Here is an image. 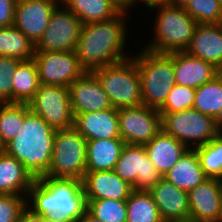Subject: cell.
<instances>
[{"label": "cell", "mask_w": 222, "mask_h": 222, "mask_svg": "<svg viewBox=\"0 0 222 222\" xmlns=\"http://www.w3.org/2000/svg\"><path fill=\"white\" fill-rule=\"evenodd\" d=\"M126 17L128 14L121 11L113 19L82 25L75 52L86 71L92 72L132 57L131 53L124 52L128 38L129 18Z\"/></svg>", "instance_id": "1"}, {"label": "cell", "mask_w": 222, "mask_h": 222, "mask_svg": "<svg viewBox=\"0 0 222 222\" xmlns=\"http://www.w3.org/2000/svg\"><path fill=\"white\" fill-rule=\"evenodd\" d=\"M27 207L43 217L79 222L87 209L82 180L42 176L27 195Z\"/></svg>", "instance_id": "2"}, {"label": "cell", "mask_w": 222, "mask_h": 222, "mask_svg": "<svg viewBox=\"0 0 222 222\" xmlns=\"http://www.w3.org/2000/svg\"><path fill=\"white\" fill-rule=\"evenodd\" d=\"M56 130L29 110L17 135L6 144V153L15 157L35 178L45 176L52 159Z\"/></svg>", "instance_id": "3"}, {"label": "cell", "mask_w": 222, "mask_h": 222, "mask_svg": "<svg viewBox=\"0 0 222 222\" xmlns=\"http://www.w3.org/2000/svg\"><path fill=\"white\" fill-rule=\"evenodd\" d=\"M150 10L157 13L153 24L154 34L151 42L148 41L143 48L160 54L185 51L196 28V20L184 8L169 3Z\"/></svg>", "instance_id": "4"}, {"label": "cell", "mask_w": 222, "mask_h": 222, "mask_svg": "<svg viewBox=\"0 0 222 222\" xmlns=\"http://www.w3.org/2000/svg\"><path fill=\"white\" fill-rule=\"evenodd\" d=\"M136 54L143 105L159 110L176 84L173 59L168 54L154 53L144 48Z\"/></svg>", "instance_id": "5"}, {"label": "cell", "mask_w": 222, "mask_h": 222, "mask_svg": "<svg viewBox=\"0 0 222 222\" xmlns=\"http://www.w3.org/2000/svg\"><path fill=\"white\" fill-rule=\"evenodd\" d=\"M92 72L100 81L113 108L143 105L135 54L127 60L97 68Z\"/></svg>", "instance_id": "6"}, {"label": "cell", "mask_w": 222, "mask_h": 222, "mask_svg": "<svg viewBox=\"0 0 222 222\" xmlns=\"http://www.w3.org/2000/svg\"><path fill=\"white\" fill-rule=\"evenodd\" d=\"M87 140L74 128L56 130L46 177L82 180L86 173Z\"/></svg>", "instance_id": "7"}, {"label": "cell", "mask_w": 222, "mask_h": 222, "mask_svg": "<svg viewBox=\"0 0 222 222\" xmlns=\"http://www.w3.org/2000/svg\"><path fill=\"white\" fill-rule=\"evenodd\" d=\"M162 130L188 149H195L215 138L220 130L215 119L193 108L161 114Z\"/></svg>", "instance_id": "8"}, {"label": "cell", "mask_w": 222, "mask_h": 222, "mask_svg": "<svg viewBox=\"0 0 222 222\" xmlns=\"http://www.w3.org/2000/svg\"><path fill=\"white\" fill-rule=\"evenodd\" d=\"M28 106L54 130L74 127L69 87L41 84Z\"/></svg>", "instance_id": "9"}, {"label": "cell", "mask_w": 222, "mask_h": 222, "mask_svg": "<svg viewBox=\"0 0 222 222\" xmlns=\"http://www.w3.org/2000/svg\"><path fill=\"white\" fill-rule=\"evenodd\" d=\"M82 25L74 12L58 5L44 34L35 44V51H75Z\"/></svg>", "instance_id": "10"}, {"label": "cell", "mask_w": 222, "mask_h": 222, "mask_svg": "<svg viewBox=\"0 0 222 222\" xmlns=\"http://www.w3.org/2000/svg\"><path fill=\"white\" fill-rule=\"evenodd\" d=\"M33 59L40 84L69 87L86 72L75 51H35Z\"/></svg>", "instance_id": "11"}, {"label": "cell", "mask_w": 222, "mask_h": 222, "mask_svg": "<svg viewBox=\"0 0 222 222\" xmlns=\"http://www.w3.org/2000/svg\"><path fill=\"white\" fill-rule=\"evenodd\" d=\"M114 171L133 190L149 191L163 178L150 161L144 145L125 144Z\"/></svg>", "instance_id": "12"}, {"label": "cell", "mask_w": 222, "mask_h": 222, "mask_svg": "<svg viewBox=\"0 0 222 222\" xmlns=\"http://www.w3.org/2000/svg\"><path fill=\"white\" fill-rule=\"evenodd\" d=\"M118 119L125 144L146 145L162 130L159 111L145 105L118 109Z\"/></svg>", "instance_id": "13"}, {"label": "cell", "mask_w": 222, "mask_h": 222, "mask_svg": "<svg viewBox=\"0 0 222 222\" xmlns=\"http://www.w3.org/2000/svg\"><path fill=\"white\" fill-rule=\"evenodd\" d=\"M58 5L60 0H17L13 25L36 44Z\"/></svg>", "instance_id": "14"}, {"label": "cell", "mask_w": 222, "mask_h": 222, "mask_svg": "<svg viewBox=\"0 0 222 222\" xmlns=\"http://www.w3.org/2000/svg\"><path fill=\"white\" fill-rule=\"evenodd\" d=\"M194 222H222V180L207 178L188 192Z\"/></svg>", "instance_id": "15"}, {"label": "cell", "mask_w": 222, "mask_h": 222, "mask_svg": "<svg viewBox=\"0 0 222 222\" xmlns=\"http://www.w3.org/2000/svg\"><path fill=\"white\" fill-rule=\"evenodd\" d=\"M69 92L73 115L112 108L106 92L93 72L86 71L76 79L69 86Z\"/></svg>", "instance_id": "16"}, {"label": "cell", "mask_w": 222, "mask_h": 222, "mask_svg": "<svg viewBox=\"0 0 222 222\" xmlns=\"http://www.w3.org/2000/svg\"><path fill=\"white\" fill-rule=\"evenodd\" d=\"M149 193L152 195L164 222L189 220L188 192L162 178L149 190Z\"/></svg>", "instance_id": "17"}, {"label": "cell", "mask_w": 222, "mask_h": 222, "mask_svg": "<svg viewBox=\"0 0 222 222\" xmlns=\"http://www.w3.org/2000/svg\"><path fill=\"white\" fill-rule=\"evenodd\" d=\"M82 183L86 200H127L133 191L114 170L86 172Z\"/></svg>", "instance_id": "18"}, {"label": "cell", "mask_w": 222, "mask_h": 222, "mask_svg": "<svg viewBox=\"0 0 222 222\" xmlns=\"http://www.w3.org/2000/svg\"><path fill=\"white\" fill-rule=\"evenodd\" d=\"M74 128L88 140L121 138L118 109L80 113L74 115Z\"/></svg>", "instance_id": "19"}, {"label": "cell", "mask_w": 222, "mask_h": 222, "mask_svg": "<svg viewBox=\"0 0 222 222\" xmlns=\"http://www.w3.org/2000/svg\"><path fill=\"white\" fill-rule=\"evenodd\" d=\"M185 52L213 64L222 72V23L197 24Z\"/></svg>", "instance_id": "20"}, {"label": "cell", "mask_w": 222, "mask_h": 222, "mask_svg": "<svg viewBox=\"0 0 222 222\" xmlns=\"http://www.w3.org/2000/svg\"><path fill=\"white\" fill-rule=\"evenodd\" d=\"M168 55L173 59L175 82L178 85L196 89L221 72L213 64L193 57L185 51Z\"/></svg>", "instance_id": "21"}, {"label": "cell", "mask_w": 222, "mask_h": 222, "mask_svg": "<svg viewBox=\"0 0 222 222\" xmlns=\"http://www.w3.org/2000/svg\"><path fill=\"white\" fill-rule=\"evenodd\" d=\"M146 153L156 170L164 177L185 154L188 148L176 138L161 130L144 145Z\"/></svg>", "instance_id": "22"}, {"label": "cell", "mask_w": 222, "mask_h": 222, "mask_svg": "<svg viewBox=\"0 0 222 222\" xmlns=\"http://www.w3.org/2000/svg\"><path fill=\"white\" fill-rule=\"evenodd\" d=\"M35 178L15 157L0 154V195L27 197Z\"/></svg>", "instance_id": "23"}, {"label": "cell", "mask_w": 222, "mask_h": 222, "mask_svg": "<svg viewBox=\"0 0 222 222\" xmlns=\"http://www.w3.org/2000/svg\"><path fill=\"white\" fill-rule=\"evenodd\" d=\"M124 145L121 138L88 140L86 172L114 170Z\"/></svg>", "instance_id": "24"}, {"label": "cell", "mask_w": 222, "mask_h": 222, "mask_svg": "<svg viewBox=\"0 0 222 222\" xmlns=\"http://www.w3.org/2000/svg\"><path fill=\"white\" fill-rule=\"evenodd\" d=\"M163 178L186 192L207 179L195 149H188Z\"/></svg>", "instance_id": "25"}, {"label": "cell", "mask_w": 222, "mask_h": 222, "mask_svg": "<svg viewBox=\"0 0 222 222\" xmlns=\"http://www.w3.org/2000/svg\"><path fill=\"white\" fill-rule=\"evenodd\" d=\"M60 4L74 12L83 25L113 19L121 12L111 0H60Z\"/></svg>", "instance_id": "26"}, {"label": "cell", "mask_w": 222, "mask_h": 222, "mask_svg": "<svg viewBox=\"0 0 222 222\" xmlns=\"http://www.w3.org/2000/svg\"><path fill=\"white\" fill-rule=\"evenodd\" d=\"M12 103L28 104L40 87L34 59L21 61L12 76Z\"/></svg>", "instance_id": "27"}, {"label": "cell", "mask_w": 222, "mask_h": 222, "mask_svg": "<svg viewBox=\"0 0 222 222\" xmlns=\"http://www.w3.org/2000/svg\"><path fill=\"white\" fill-rule=\"evenodd\" d=\"M35 44L14 25L0 28V56L20 61L34 58Z\"/></svg>", "instance_id": "28"}, {"label": "cell", "mask_w": 222, "mask_h": 222, "mask_svg": "<svg viewBox=\"0 0 222 222\" xmlns=\"http://www.w3.org/2000/svg\"><path fill=\"white\" fill-rule=\"evenodd\" d=\"M126 206V222H164L149 191L133 190Z\"/></svg>", "instance_id": "29"}, {"label": "cell", "mask_w": 222, "mask_h": 222, "mask_svg": "<svg viewBox=\"0 0 222 222\" xmlns=\"http://www.w3.org/2000/svg\"><path fill=\"white\" fill-rule=\"evenodd\" d=\"M222 107V72L196 88L193 109L214 119Z\"/></svg>", "instance_id": "30"}, {"label": "cell", "mask_w": 222, "mask_h": 222, "mask_svg": "<svg viewBox=\"0 0 222 222\" xmlns=\"http://www.w3.org/2000/svg\"><path fill=\"white\" fill-rule=\"evenodd\" d=\"M200 166L207 178L222 180V134L195 148Z\"/></svg>", "instance_id": "31"}, {"label": "cell", "mask_w": 222, "mask_h": 222, "mask_svg": "<svg viewBox=\"0 0 222 222\" xmlns=\"http://www.w3.org/2000/svg\"><path fill=\"white\" fill-rule=\"evenodd\" d=\"M29 110L28 104L0 103V135L5 144L20 131L23 117Z\"/></svg>", "instance_id": "32"}, {"label": "cell", "mask_w": 222, "mask_h": 222, "mask_svg": "<svg viewBox=\"0 0 222 222\" xmlns=\"http://www.w3.org/2000/svg\"><path fill=\"white\" fill-rule=\"evenodd\" d=\"M86 211L103 222H126V200L99 199L86 200Z\"/></svg>", "instance_id": "33"}, {"label": "cell", "mask_w": 222, "mask_h": 222, "mask_svg": "<svg viewBox=\"0 0 222 222\" xmlns=\"http://www.w3.org/2000/svg\"><path fill=\"white\" fill-rule=\"evenodd\" d=\"M184 9L197 24L222 23V6L219 0H191Z\"/></svg>", "instance_id": "34"}, {"label": "cell", "mask_w": 222, "mask_h": 222, "mask_svg": "<svg viewBox=\"0 0 222 222\" xmlns=\"http://www.w3.org/2000/svg\"><path fill=\"white\" fill-rule=\"evenodd\" d=\"M195 93V88L175 84L163 106L158 110L159 113H174L193 108Z\"/></svg>", "instance_id": "35"}, {"label": "cell", "mask_w": 222, "mask_h": 222, "mask_svg": "<svg viewBox=\"0 0 222 222\" xmlns=\"http://www.w3.org/2000/svg\"><path fill=\"white\" fill-rule=\"evenodd\" d=\"M21 61L0 56V103H12V76Z\"/></svg>", "instance_id": "36"}, {"label": "cell", "mask_w": 222, "mask_h": 222, "mask_svg": "<svg viewBox=\"0 0 222 222\" xmlns=\"http://www.w3.org/2000/svg\"><path fill=\"white\" fill-rule=\"evenodd\" d=\"M26 206L25 196L0 195V222H18Z\"/></svg>", "instance_id": "37"}, {"label": "cell", "mask_w": 222, "mask_h": 222, "mask_svg": "<svg viewBox=\"0 0 222 222\" xmlns=\"http://www.w3.org/2000/svg\"><path fill=\"white\" fill-rule=\"evenodd\" d=\"M16 1L0 0V28L13 25Z\"/></svg>", "instance_id": "38"}, {"label": "cell", "mask_w": 222, "mask_h": 222, "mask_svg": "<svg viewBox=\"0 0 222 222\" xmlns=\"http://www.w3.org/2000/svg\"><path fill=\"white\" fill-rule=\"evenodd\" d=\"M140 2L145 4V8L147 7L148 10V8L151 9L167 3V0H122V11L128 13L132 10L130 8H133L134 6L136 7Z\"/></svg>", "instance_id": "39"}, {"label": "cell", "mask_w": 222, "mask_h": 222, "mask_svg": "<svg viewBox=\"0 0 222 222\" xmlns=\"http://www.w3.org/2000/svg\"><path fill=\"white\" fill-rule=\"evenodd\" d=\"M18 222H47V218L34 213L30 208H26L21 213Z\"/></svg>", "instance_id": "40"}, {"label": "cell", "mask_w": 222, "mask_h": 222, "mask_svg": "<svg viewBox=\"0 0 222 222\" xmlns=\"http://www.w3.org/2000/svg\"><path fill=\"white\" fill-rule=\"evenodd\" d=\"M191 0H167V3L179 6L181 8H185V6L190 2Z\"/></svg>", "instance_id": "41"}, {"label": "cell", "mask_w": 222, "mask_h": 222, "mask_svg": "<svg viewBox=\"0 0 222 222\" xmlns=\"http://www.w3.org/2000/svg\"><path fill=\"white\" fill-rule=\"evenodd\" d=\"M79 222H103V221L94 218L86 211L85 214L81 217Z\"/></svg>", "instance_id": "42"}, {"label": "cell", "mask_w": 222, "mask_h": 222, "mask_svg": "<svg viewBox=\"0 0 222 222\" xmlns=\"http://www.w3.org/2000/svg\"><path fill=\"white\" fill-rule=\"evenodd\" d=\"M215 123L218 129L221 131L222 130V107H221L220 113L215 118Z\"/></svg>", "instance_id": "43"}, {"label": "cell", "mask_w": 222, "mask_h": 222, "mask_svg": "<svg viewBox=\"0 0 222 222\" xmlns=\"http://www.w3.org/2000/svg\"><path fill=\"white\" fill-rule=\"evenodd\" d=\"M47 222H71V221H68V220H65V219H60V218H57V217H48Z\"/></svg>", "instance_id": "44"}, {"label": "cell", "mask_w": 222, "mask_h": 222, "mask_svg": "<svg viewBox=\"0 0 222 222\" xmlns=\"http://www.w3.org/2000/svg\"><path fill=\"white\" fill-rule=\"evenodd\" d=\"M6 153V144L2 141L1 135H0V154Z\"/></svg>", "instance_id": "45"}, {"label": "cell", "mask_w": 222, "mask_h": 222, "mask_svg": "<svg viewBox=\"0 0 222 222\" xmlns=\"http://www.w3.org/2000/svg\"><path fill=\"white\" fill-rule=\"evenodd\" d=\"M122 11V0H111Z\"/></svg>", "instance_id": "46"}, {"label": "cell", "mask_w": 222, "mask_h": 222, "mask_svg": "<svg viewBox=\"0 0 222 222\" xmlns=\"http://www.w3.org/2000/svg\"><path fill=\"white\" fill-rule=\"evenodd\" d=\"M180 222H194V221H191V220H187V221H180Z\"/></svg>", "instance_id": "47"}]
</instances>
